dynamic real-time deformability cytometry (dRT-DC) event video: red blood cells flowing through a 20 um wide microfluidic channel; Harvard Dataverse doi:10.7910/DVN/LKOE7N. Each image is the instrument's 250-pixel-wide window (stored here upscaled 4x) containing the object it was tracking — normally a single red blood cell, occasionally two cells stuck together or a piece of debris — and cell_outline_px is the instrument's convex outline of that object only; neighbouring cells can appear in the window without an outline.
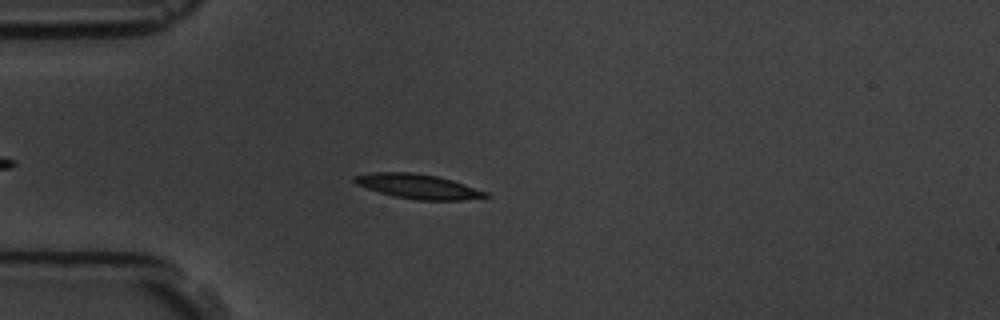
{"species": "common noctule bat (a hibernating species)", "species_latin": "Nyctalus noctula", "temperature_condition": "room temperature", "stored_images_in_passage": 4, "camera_frame_rate_fps": 3000, "um_per_image_px": 0.085, "animal": {"sex": "male", "body_mass_g": 19.5, "forearm_length_mm": 54.6}, "frame": {"image": 1, "passage_image": 2, "time_ms": 2.0, "image_size_px": [1000, 320], "cell_outline_px": [[492, 196], [460, 200], [416, 200], [392, 196], [356, 184], [352, 180], [352, 176], [368, 172], [412, 172], [436, 176], [452, 180], [488, 192]], "centroid_in_image_um": [35.51, 15.84], "position_along_channel_um": 49.5, "area_um2": 18.84}}
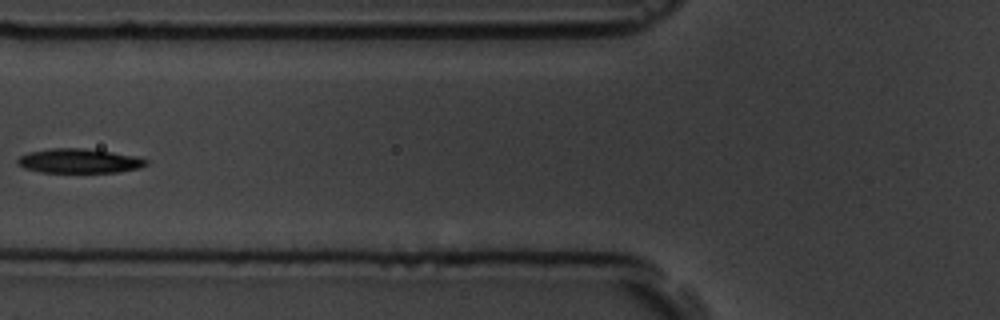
{"frame": {"image": 2, "passage_image": 4, "time_ms": 4.333, "image_size_px": [1000, 320], "cell_outline_px": [[148, 164], [140, 168], [116, 172], [40, 172], [24, 168], [16, 164], [16, 160], [20, 156], [28, 152], [52, 148], [84, 148], [140, 156], [148, 160]], "centroid_in_image_um": [6.74, 13.67], "position_along_channel_um": 119.1, "area_um2": 18.44}}